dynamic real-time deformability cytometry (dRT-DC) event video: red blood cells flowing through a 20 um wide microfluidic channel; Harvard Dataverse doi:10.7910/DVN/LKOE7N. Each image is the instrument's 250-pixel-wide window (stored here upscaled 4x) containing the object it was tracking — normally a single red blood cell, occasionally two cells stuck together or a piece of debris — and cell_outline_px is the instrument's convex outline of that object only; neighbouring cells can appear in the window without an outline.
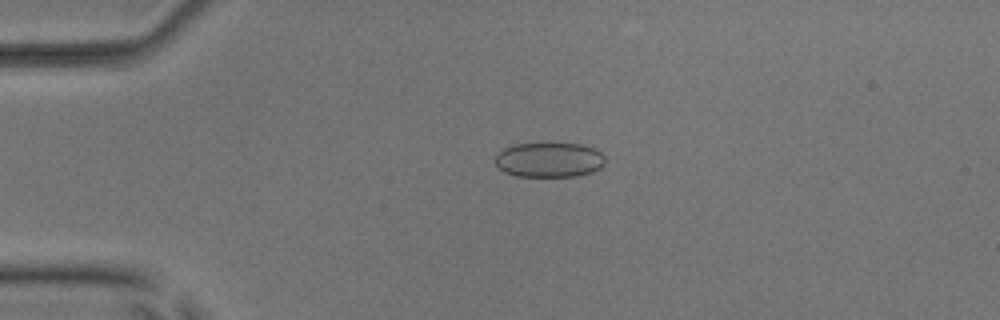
{"species": "common noctule bat (a hibernating species)", "species_latin": "Nyctalus noctula", "temperature_condition": "room temperature", "stored_images_in_passage": 5, "camera_frame_rate_fps": 3000, "um_per_image_px": 0.085, "animal": {"sex": "male", "body_mass_g": 17.9, "forearm_length_mm": 54.2}, "frame": {"image": 1, "passage_image": 4, "time_ms": 3.333, "image_size_px": [1000, 320], "cell_outline_px": [[604, 164], [600, 168], [592, 172], [576, 176], [516, 176], [504, 172], [496, 164], [496, 156], [504, 148], [512, 144], [580, 144], [592, 148], [600, 152], [604, 156]], "centroid_in_image_um": [46.68, 13.59], "position_along_channel_um": 38.3, "area_um2": 22.08}}